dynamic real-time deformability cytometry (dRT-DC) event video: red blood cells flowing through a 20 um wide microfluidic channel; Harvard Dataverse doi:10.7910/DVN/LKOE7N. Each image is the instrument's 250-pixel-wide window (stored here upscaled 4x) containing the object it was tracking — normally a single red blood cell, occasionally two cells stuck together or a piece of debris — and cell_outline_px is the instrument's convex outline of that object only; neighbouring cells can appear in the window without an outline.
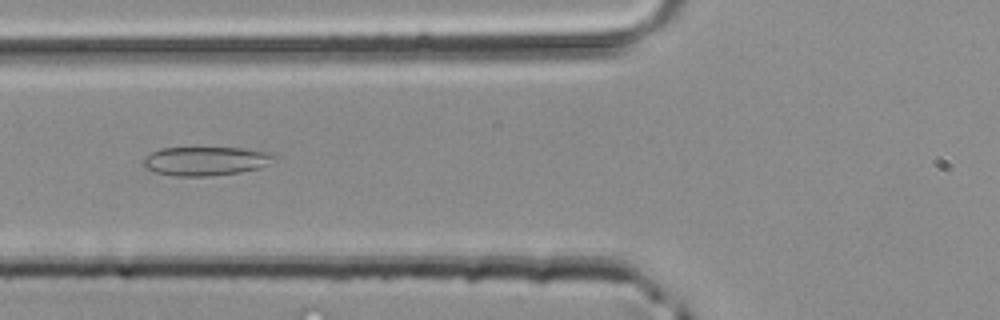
{"species": "common noctule bat (a hibernating species)", "species_latin": "Nyctalus noctula", "temperature_condition": "room temperature", "stored_images_in_passage": 5, "camera_frame_rate_fps": 3000, "um_per_image_px": 0.085, "animal": {"sex": "male", "body_mass_g": 20.4}, "frame": {"image": 1, "passage_image": 5, "time_ms": 1.333, "image_size_px": [1000, 320], "cell_outline_px": [[276, 156], [264, 164], [256, 168], [240, 172], [212, 176], [176, 176], [156, 172], [144, 168], [140, 164], [144, 156], [160, 148], [244, 148], [268, 152]], "centroid_in_image_um": [17.36, 13.69], "position_along_channel_um": 108.4, "area_um2": 21.85}}